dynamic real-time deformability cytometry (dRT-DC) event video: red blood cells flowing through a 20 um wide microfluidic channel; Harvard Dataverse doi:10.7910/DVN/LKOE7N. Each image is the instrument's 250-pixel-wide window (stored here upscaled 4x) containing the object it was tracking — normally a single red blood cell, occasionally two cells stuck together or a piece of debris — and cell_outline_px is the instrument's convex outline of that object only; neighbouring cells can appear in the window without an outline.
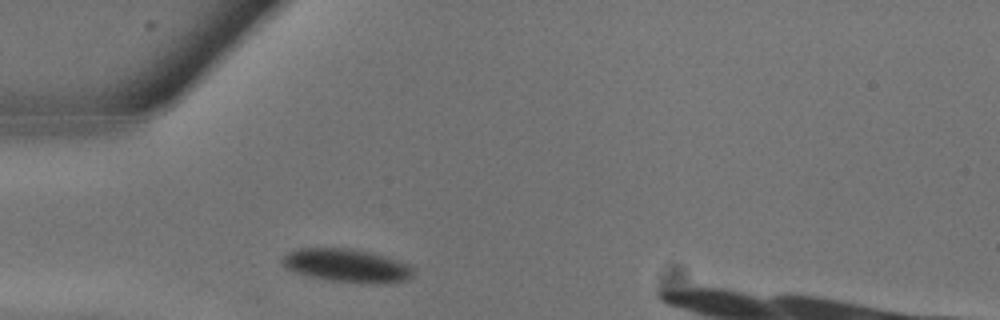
{"species": "common noctule bat (a hibernating species)", "species_latin": "Nyctalus noctula", "temperature_condition": "warm", "stored_images_in_passage": 4, "camera_frame_rate_fps": 3000, "um_per_image_px": 0.085, "animal": {"sex": "male", "body_mass_g": 13.3}, "frame": {"image": 1, "passage_image": 2, "time_ms": 0.333, "image_size_px": [1000, 320], "cell_outline_px": [[416, 268], [412, 276], [404, 280], [380, 284], [372, 284], [332, 280], [308, 276], [292, 272], [284, 268], [280, 264], [280, 260], [288, 252], [296, 248], [356, 248], [388, 256], [412, 264]], "centroid_in_image_um": [29.5, 22.55], "position_along_channel_um": 55.5, "area_um2": 26.13}}
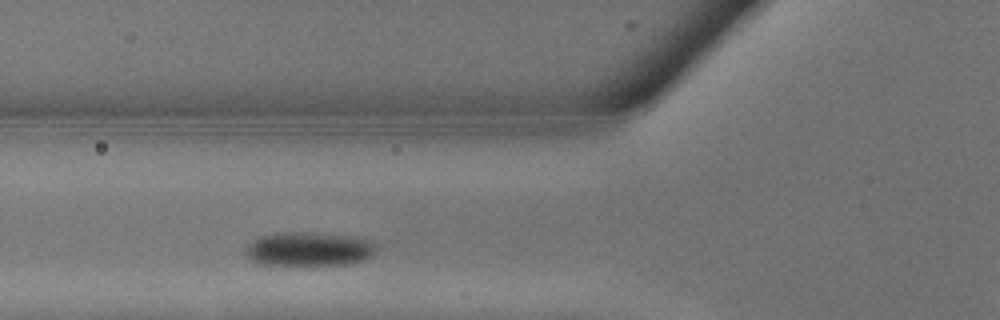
{"frame": {"image": 2, "passage_image": 4, "time_ms": 1.0, "image_size_px": [1000, 320], "cell_outline_px": [[376, 252], [372, 256], [364, 260], [352, 264], [312, 268], [304, 268], [256, 264], [244, 252], [248, 244], [252, 240], [260, 236], [276, 232], [312, 232], [352, 236], [368, 240], [376, 244]], "centroid_in_image_um": [26.25, 21.23], "position_along_channel_um": 99.6, "area_um2": 27.51}}